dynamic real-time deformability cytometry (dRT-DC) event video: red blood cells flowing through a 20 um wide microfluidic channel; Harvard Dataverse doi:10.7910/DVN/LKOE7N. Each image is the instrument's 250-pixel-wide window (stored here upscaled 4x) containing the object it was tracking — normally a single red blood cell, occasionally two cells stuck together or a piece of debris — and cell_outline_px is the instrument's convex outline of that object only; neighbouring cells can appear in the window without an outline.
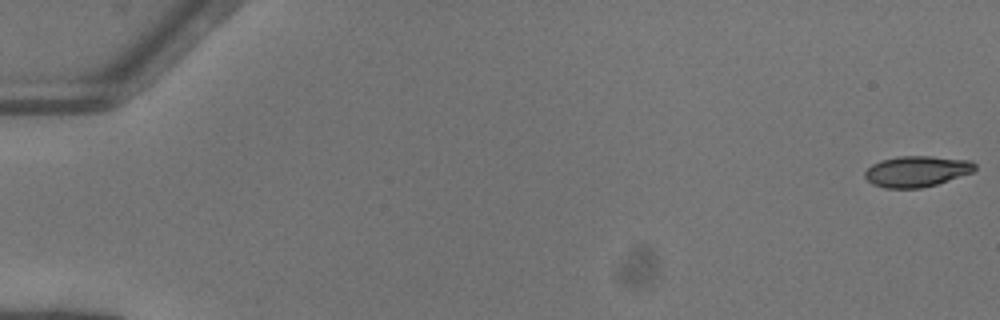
{"species": "common noctule bat (a hibernating species)", "species_latin": "Nyctalus noctula", "temperature_condition": "warm", "stored_images_in_passage": 51, "camera_frame_rate_fps": 3000, "um_per_image_px": 0.085, "animal": {"sex": "female"}, "frame": {"image": 1, "passage_image": 1, "time_ms": 0.0, "image_size_px": [1000, 320], "cell_outline_px": [[976, 168], [972, 172], [936, 184], [920, 188], [884, 188], [872, 184], [864, 176], [864, 172], [872, 164], [880, 160], [896, 156], [932, 156], [972, 160], [976, 164]], "centroid_in_image_um": [77.91, 14.55], "position_along_channel_um": 7.1, "area_um2": 19.88}}
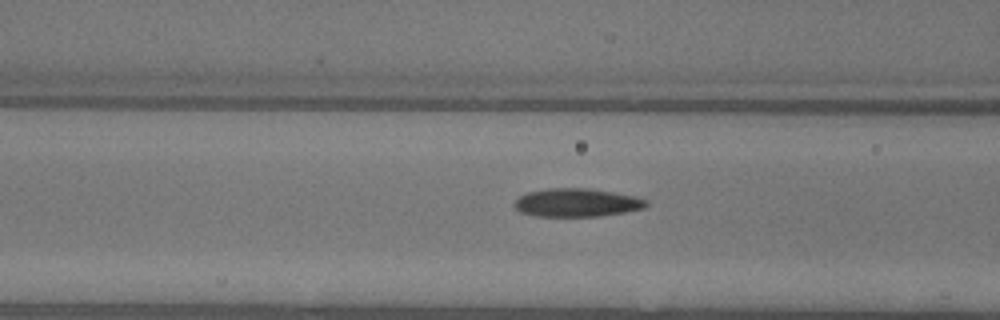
{"frame": {"image": 2, "passage_image": 22, "time_ms": 7.0, "image_size_px": [1000, 320], "cell_outline_px": [[648, 204], [644, 208], [624, 212], [600, 216], [536, 216], [520, 212], [512, 204], [520, 196], [528, 192], [548, 188], [588, 188], [612, 192], [632, 196], [648, 200]], "centroid_in_image_um": [49.0, 17.22], "position_along_channel_um": 117.6, "area_um2": 21.62}}
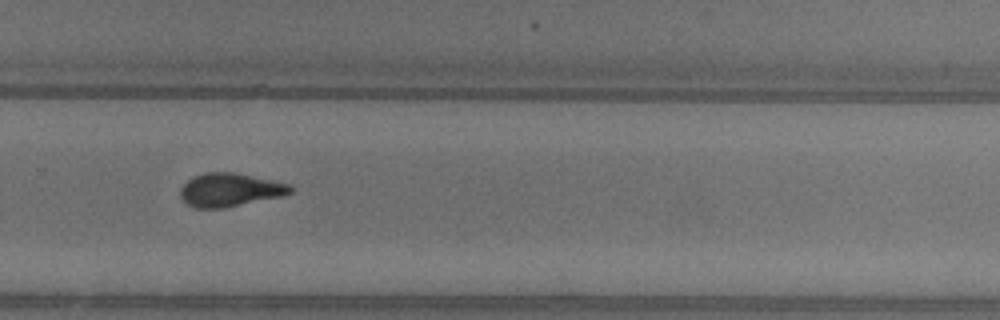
{"frame": {"image": 3, "passage_image": 36, "time_ms": 11.667, "image_size_px": [1000, 320], "cell_outline_px": [[292, 192], [280, 196], [224, 208], [192, 208], [180, 196], [180, 188], [192, 176], [204, 172], [236, 172], [292, 184]], "centroid_in_image_um": [19.53, 16.12], "position_along_channel_um": 310.3, "area_um2": 21.5}, "authors_computed_cell_mechanics": {"area_um2": 21.0392, "velocity_mm_per_s": 4.1356, "shape_relaxation_time_tau1_ms": 9.5111, "shape_relaxation_time_tau2_ms": 2.3307, "deformation_change_tau1": 0.2899, "deformation_change_tau2": 0.0987}}